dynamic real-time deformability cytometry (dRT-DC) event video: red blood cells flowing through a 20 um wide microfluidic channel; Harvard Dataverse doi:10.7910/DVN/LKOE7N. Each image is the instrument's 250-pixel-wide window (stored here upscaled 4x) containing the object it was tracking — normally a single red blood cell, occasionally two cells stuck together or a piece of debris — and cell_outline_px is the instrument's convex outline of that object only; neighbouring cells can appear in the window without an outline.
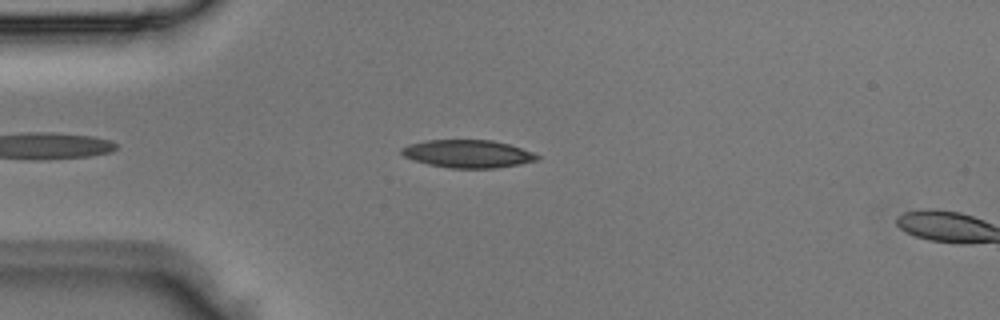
{"species": "Egyptian fruit bat (a non-hibernating species)", "species_latin": "Rousettus aegyptiacus", "temperature_condition": "room temperature", "stored_images_in_passage": 3, "segment_of_instrument_passage": [1, 2], "camera_frame_rate_fps": 3000, "um_per_image_px": 0.085, "animal": {"sex": "male"}, "frame": {"image": 1, "passage_image": 2, "time_ms": 0.333, "image_size_px": [1000, 320], "cell_outline_px": [[540, 160], [520, 164], [496, 168], [448, 168], [428, 164], [412, 160], [404, 156], [400, 152], [400, 148], [408, 144], [424, 140], [492, 140], [508, 144], [532, 152], [540, 156]], "centroid_in_image_um": [39.74, 13.07], "position_along_channel_um": 45.3, "area_um2": 22.14}}